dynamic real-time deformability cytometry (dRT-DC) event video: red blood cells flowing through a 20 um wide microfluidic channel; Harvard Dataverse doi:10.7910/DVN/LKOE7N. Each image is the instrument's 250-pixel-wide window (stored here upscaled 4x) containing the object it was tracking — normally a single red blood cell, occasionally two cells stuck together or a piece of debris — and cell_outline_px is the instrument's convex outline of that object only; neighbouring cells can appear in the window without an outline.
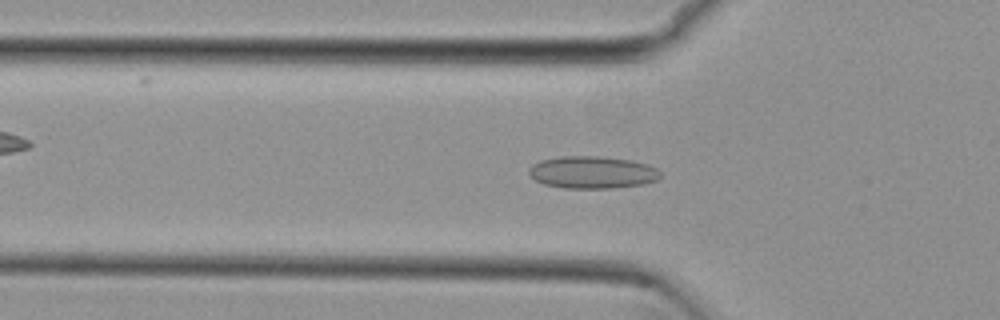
{"species": "common noctule bat (a hibernating species)", "species_latin": "Nyctalus noctula", "temperature_condition": "cold", "stored_images_in_passage": 53, "camera_frame_rate_fps": 3000, "um_per_image_px": 0.085, "animal": {"sex": "female", "body_mass_g": 29.2, "forearm_length_mm": 56.3}, "frame": {"image": 1, "passage_image": 17, "time_ms": 5.333, "image_size_px": [1000, 320], "cell_outline_px": [[660, 176], [656, 180], [644, 184], [612, 188], [564, 188], [544, 184], [536, 180], [528, 172], [528, 168], [532, 164], [540, 160], [560, 156], [600, 156], [632, 160], [648, 164], [656, 168], [660, 172]], "centroid_in_image_um": [50.34, 14.64], "position_along_channel_um": 75.5, "area_um2": 24.85}}
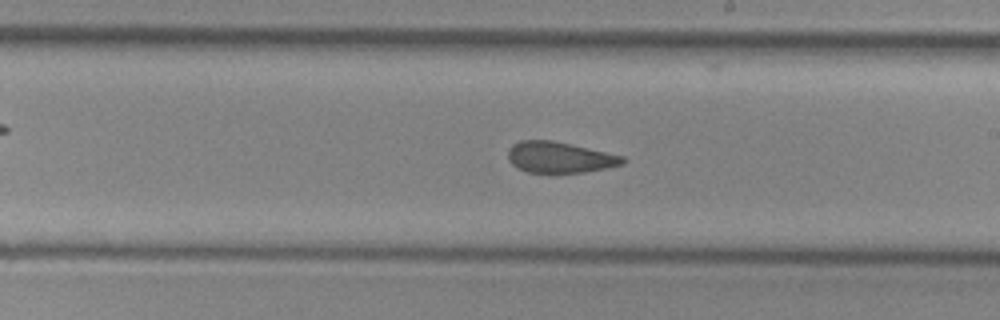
{"frame": {"image": 2, "passage_image": 30, "time_ms": 9.667, "image_size_px": [1000, 320], "cell_outline_px": [[628, 160], [624, 164], [608, 168], [584, 172], [528, 172], [516, 168], [508, 160], [508, 148], [512, 144], [520, 140], [552, 140], [624, 156]], "centroid_in_image_um": [47.57, 13.37], "position_along_channel_um": 241.4, "area_um2": 20.81}}
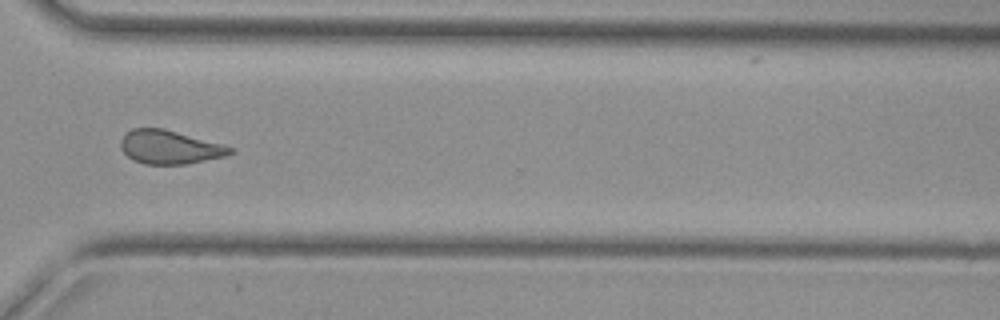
{"frame": {"image": 3, "passage_image": 39, "time_ms": 12.667, "image_size_px": [1000, 320], "cell_outline_px": [[236, 152], [224, 156], [188, 164], [144, 164], [132, 160], [120, 148], [120, 140], [132, 128], [164, 128], [224, 144], [236, 148]], "centroid_in_image_um": [14.46, 12.51], "position_along_channel_um": 356.1, "area_um2": 21.68}, "authors_computed_cell_mechanics": {"area_um2": 22.3686, "velocity_mm_per_s": 3.8215, "shape_relaxation_time_tau1_ms": null, "shape_relaxation_time_tau2_ms": 1.8619, "deformation_change_tau1": null, "deformation_change_tau2": 0.0912}}